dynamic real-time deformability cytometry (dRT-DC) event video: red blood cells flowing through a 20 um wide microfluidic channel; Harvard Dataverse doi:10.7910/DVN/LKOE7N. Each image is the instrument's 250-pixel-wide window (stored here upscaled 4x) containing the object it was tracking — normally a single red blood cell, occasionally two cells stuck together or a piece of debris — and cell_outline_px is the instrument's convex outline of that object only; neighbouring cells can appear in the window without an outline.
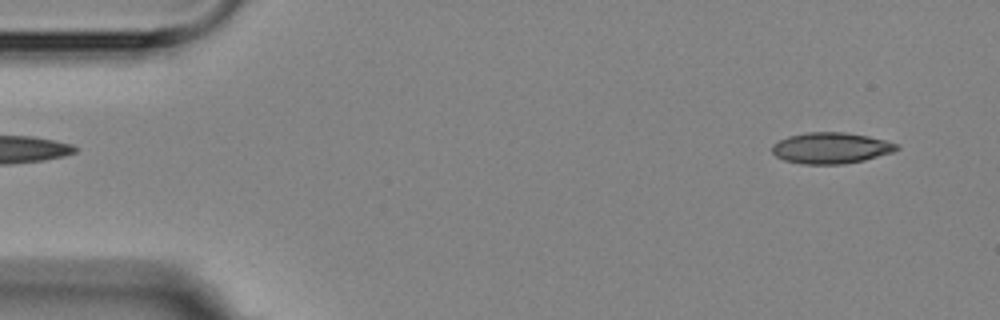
{"species": "Egyptian fruit bat (a non-hibernating species)", "species_latin": "Rousettus aegyptiacus", "temperature_condition": "room temperature", "stored_images_in_passage": 5, "segment_of_instrument_passage": [2, 2], "camera_frame_rate_fps": 3000, "um_per_image_px": 0.085, "animal": {"sex": "female"}, "frame": {"image": 1, "passage_image": 5, "time_ms": 5.333, "image_size_px": [1000, 320], "cell_outline_px": [[900, 148], [892, 152], [864, 160], [844, 164], [800, 164], [784, 160], [776, 156], [772, 152], [772, 144], [788, 136], [808, 132], [844, 132], [868, 136], [900, 144]], "centroid_in_image_um": [70.63, 12.58], "position_along_channel_um": 14.4, "area_um2": 22.6}}